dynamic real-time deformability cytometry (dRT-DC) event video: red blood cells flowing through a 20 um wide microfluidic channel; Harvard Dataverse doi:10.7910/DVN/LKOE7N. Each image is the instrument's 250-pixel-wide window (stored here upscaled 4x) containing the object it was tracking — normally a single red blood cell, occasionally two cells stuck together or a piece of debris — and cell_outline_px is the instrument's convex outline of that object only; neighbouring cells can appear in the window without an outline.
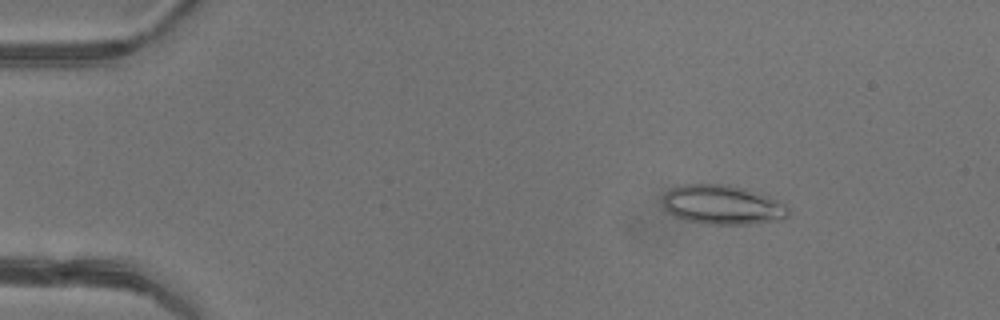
{"species": "common noctule bat (a hibernating species)", "species_latin": "Nyctalus noctula", "temperature_condition": "warm", "stored_images_in_passage": 49, "camera_frame_rate_fps": 3000, "um_per_image_px": 0.085, "animal": {"sex": "female"}, "frame": {"image": 1, "passage_image": 8, "time_ms": 2.333, "image_size_px": [1000, 320], "cell_outline_px": [[792, 212], [784, 220], [748, 224], [708, 224], [688, 220], [676, 216], [668, 212], [664, 208], [664, 196], [672, 188], [684, 184], [728, 184], [760, 192], [792, 208]], "centroid_in_image_um": [61.5, 17.41], "position_along_channel_um": 23.5, "area_um2": 28.96}}
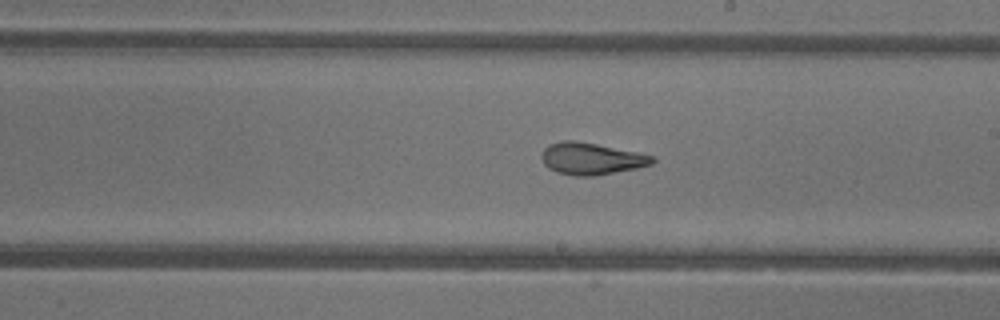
{"frame": {"image": 2, "passage_image": 29, "time_ms": 9.333, "image_size_px": [1000, 320], "cell_outline_px": [[656, 160], [652, 164], [636, 168], [596, 176], [576, 176], [556, 172], [548, 168], [544, 164], [540, 156], [544, 148], [548, 144], [560, 140], [576, 140], [636, 152], [652, 156]], "centroid_in_image_um": [50.2, 13.48], "position_along_channel_um": 238.8, "area_um2": 20.63}}
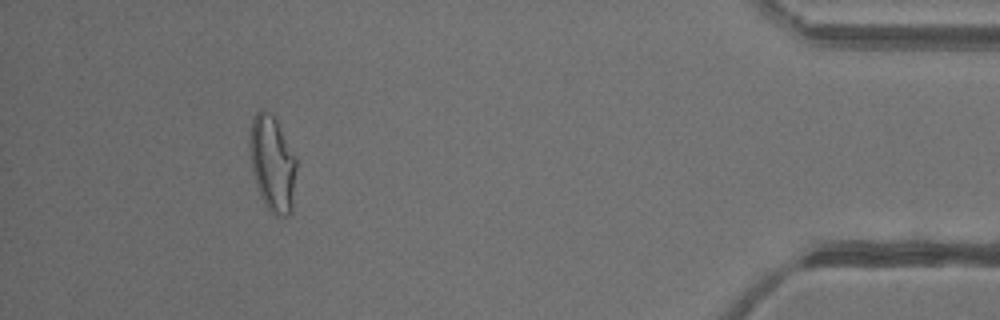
{"frame": {"image": 3, "passage_image": 45, "time_ms": 14.667, "image_size_px": [1000, 320], "cell_outline_px": [[296, 168], [292, 212], [288, 216], [276, 216], [264, 204], [256, 184], [252, 172], [248, 148], [248, 144], [252, 120], [256, 112], [260, 108], [264, 108], [272, 112], [296, 156]], "centroid_in_image_um": [23.14, 13.86], "position_along_channel_um": 412.1, "area_um2": 26.53}, "authors_computed_cell_mechanics": {"area_um2": 24.0448, "velocity_mm_per_s": 4.3471, "shape_relaxation_time_tau1_ms": null, "shape_relaxation_time_tau2_ms": 1.562, "deformation_change_tau1": null, "deformation_change_tau2": 0.0961}}